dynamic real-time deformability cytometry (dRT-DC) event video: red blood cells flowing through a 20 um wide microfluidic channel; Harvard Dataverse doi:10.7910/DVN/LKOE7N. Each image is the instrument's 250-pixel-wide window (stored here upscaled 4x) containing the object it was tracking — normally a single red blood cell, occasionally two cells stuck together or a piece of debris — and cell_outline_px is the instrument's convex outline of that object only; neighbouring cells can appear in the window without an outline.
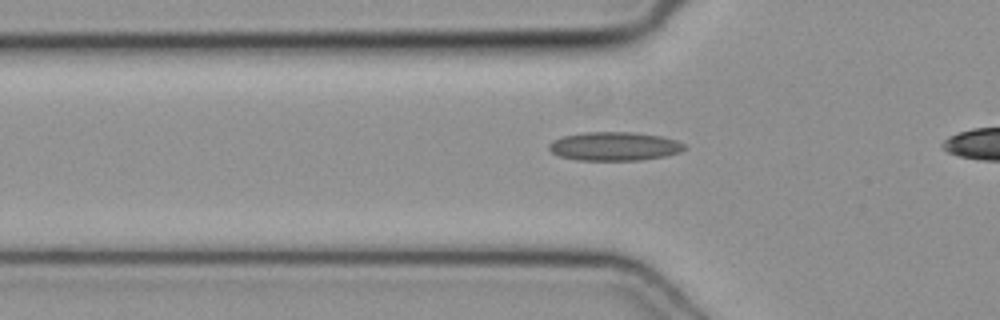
{"species": "common noctule bat (a hibernating species)", "species_latin": "Nyctalus noctula", "temperature_condition": "cold", "stored_images_in_passage": 35, "camera_frame_rate_fps": 3000, "um_per_image_px": 0.085, "animal": {"sex": "female", "body_mass_g": 19.3, "forearm_length_mm": 54.1}, "frame": {"image": 1, "passage_image": 12, "time_ms": 3.667, "image_size_px": [1000, 320], "cell_outline_px": [[684, 148], [680, 152], [664, 156], [640, 160], [576, 160], [560, 156], [552, 152], [548, 148], [548, 144], [552, 140], [560, 136], [584, 132], [632, 132], [660, 136], [676, 140], [684, 144]], "centroid_in_image_um": [52.17, 12.43], "position_along_channel_um": 73.6, "area_um2": 22.66}}
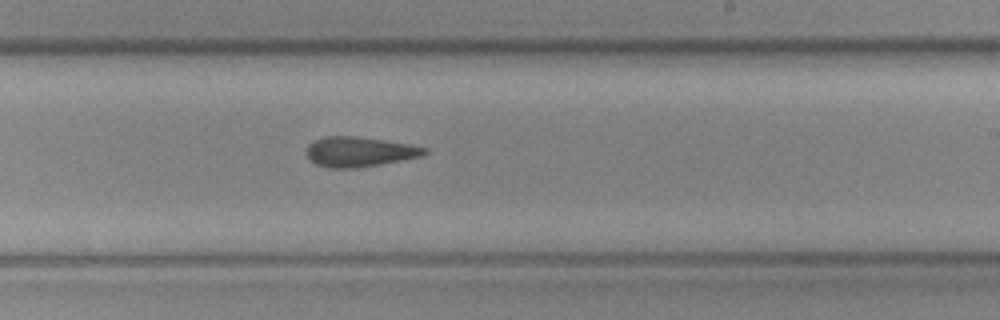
{"frame": {"image": 2, "passage_image": 25, "time_ms": 8.0, "image_size_px": [1000, 320], "cell_outline_px": [[428, 152], [420, 156], [380, 164], [356, 168], [328, 168], [316, 164], [308, 160], [304, 152], [308, 144], [312, 140], [324, 136], [356, 136], [384, 140], [408, 144], [428, 148]], "centroid_in_image_um": [30.45, 12.89], "position_along_channel_um": 258.5, "area_um2": 20.75}}
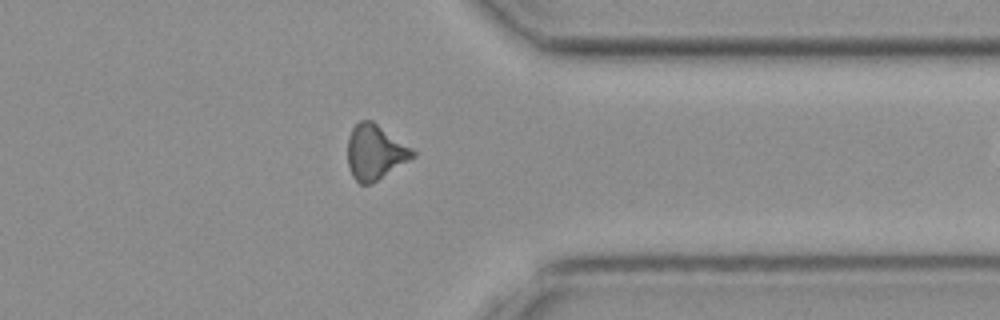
{"frame": {"image": 3, "passage_image": 34, "time_ms": 11.0, "image_size_px": [1000, 320], "cell_outline_px": [[416, 156], [372, 184], [360, 184], [352, 176], [348, 164], [348, 140], [352, 128], [360, 120], [372, 120], [412, 148], [416, 152]], "centroid_in_image_um": [31.89, 12.94], "position_along_channel_um": 379.5, "area_um2": 20.81}}